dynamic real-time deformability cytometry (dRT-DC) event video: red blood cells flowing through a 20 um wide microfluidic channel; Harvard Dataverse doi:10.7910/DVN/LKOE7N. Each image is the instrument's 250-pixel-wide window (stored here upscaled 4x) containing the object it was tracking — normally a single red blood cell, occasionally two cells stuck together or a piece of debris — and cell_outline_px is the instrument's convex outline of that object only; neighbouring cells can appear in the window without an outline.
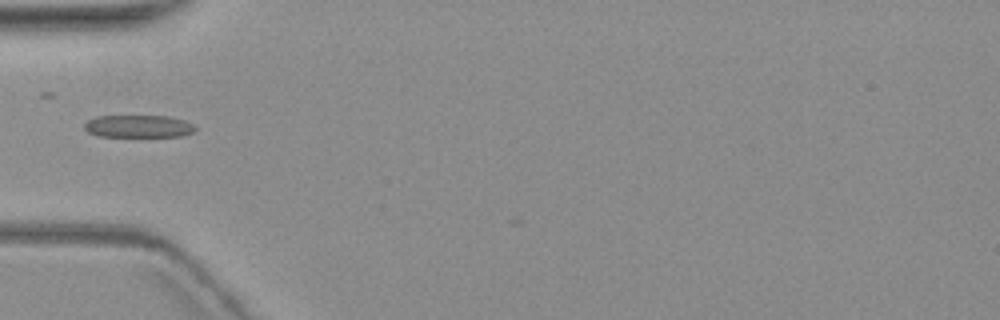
{"species": "common noctule bat (a hibernating species)", "species_latin": "Nyctalus noctula", "temperature_condition": "warm", "stored_images_in_passage": 5, "camera_frame_rate_fps": 3000, "um_per_image_px": 0.085, "animal": {"sex": "female", "body_mass_g": 19.3, "forearm_length_mm": 54.1}, "frame": {"image": 1, "passage_image": 4, "time_ms": 3.667, "image_size_px": [1000, 320], "cell_outline_px": [[196, 128], [192, 132], [180, 136], [100, 136], [88, 132], [84, 128], [84, 124], [88, 120], [96, 116], [168, 116], [184, 120], [192, 124]], "centroid_in_image_um": [11.74, 10.73], "position_along_channel_um": 73.3, "area_um2": 14.33}}